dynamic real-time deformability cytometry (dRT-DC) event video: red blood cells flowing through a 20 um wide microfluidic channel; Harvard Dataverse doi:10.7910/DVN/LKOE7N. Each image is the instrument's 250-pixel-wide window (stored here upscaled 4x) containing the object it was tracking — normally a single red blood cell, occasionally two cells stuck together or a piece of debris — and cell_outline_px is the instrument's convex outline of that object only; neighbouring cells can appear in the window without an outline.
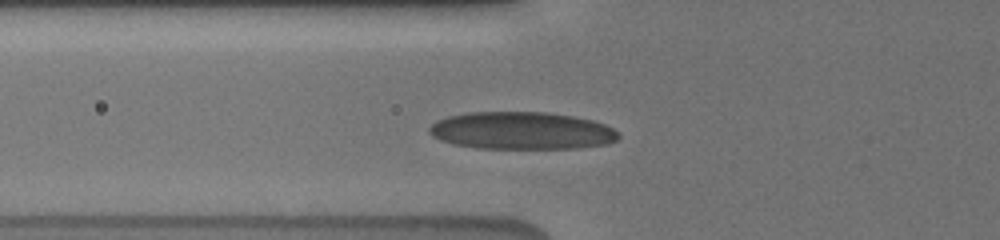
{"species": "human", "species_latin": "Homo sapiens", "temperature_condition": "cold", "stored_images_in_passage": 22, "camera_frame_rate_fps": 3000, "um_per_image_px": 0.085, "donor": {"sex": "male"}, "frame": {"image": 1, "passage_image": 10, "time_ms": 4.0, "image_size_px": [1000, 240], "cell_outline_px": [[620, 136], [616, 140], [604, 144], [576, 148], [476, 148], [452, 144], [440, 140], [432, 136], [428, 132], [428, 128], [436, 120], [448, 116], [468, 112], [544, 112], [572, 116], [592, 120], [604, 124], [612, 128]], "centroid_in_image_um": [44.28, 11.1], "position_along_channel_um": 81.5, "area_um2": 41.27}}
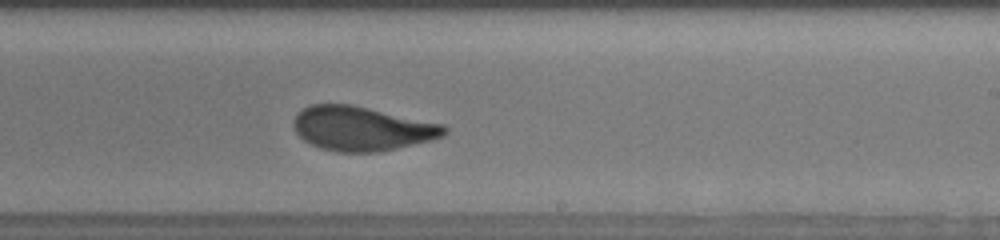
{"frame": {"image": 2, "passage_image": 22, "time_ms": 8.667, "image_size_px": [1000, 240], "cell_outline_px": [[448, 132], [444, 136], [432, 140], [396, 148], [376, 152], [336, 152], [320, 148], [308, 144], [296, 132], [292, 124], [296, 116], [304, 108], [312, 104], [352, 104], [444, 124], [448, 128]], "centroid_in_image_um": [30.77, 10.93], "position_along_channel_um": 258.2, "area_um2": 39.02}}